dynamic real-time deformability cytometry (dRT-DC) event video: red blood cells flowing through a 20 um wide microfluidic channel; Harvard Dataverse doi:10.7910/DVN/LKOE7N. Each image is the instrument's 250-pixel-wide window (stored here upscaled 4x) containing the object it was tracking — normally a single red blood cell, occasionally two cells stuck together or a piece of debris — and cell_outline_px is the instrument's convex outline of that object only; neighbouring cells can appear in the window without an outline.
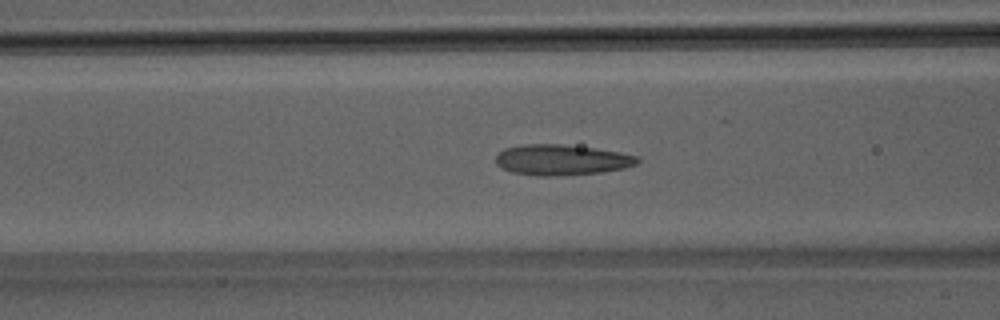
{"species": "Egyptian fruit bat (a non-hibernating species)", "species_latin": "Rousettus aegyptiacus", "temperature_condition": "room temperature", "stored_images_in_passage": 50, "camera_frame_rate_fps": 3000, "um_per_image_px": 0.085, "animal": {"sex": "male"}, "frame": {"image": 1, "passage_image": 20, "time_ms": 6.333, "image_size_px": [1000, 320], "cell_outline_px": [[640, 160], [636, 164], [624, 168], [604, 172], [560, 176], [540, 176], [512, 172], [500, 168], [496, 164], [496, 156], [504, 148], [524, 144], [560, 144], [596, 148], [620, 152], [640, 156]], "centroid_in_image_um": [47.75, 13.59], "position_along_channel_um": 118.8, "area_um2": 25.55}}
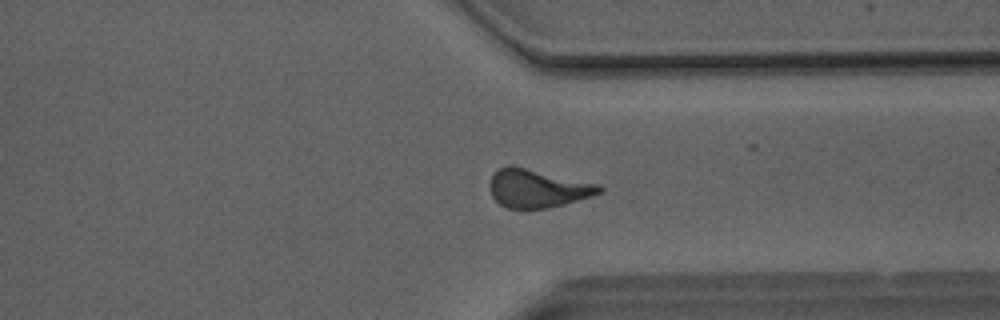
{"frame": {"image": 2, "passage_image": 38, "time_ms": 12.333, "image_size_px": [1000, 320], "cell_outline_px": [[604, 188], [600, 192], [592, 196], [548, 208], [508, 208], [500, 204], [492, 196], [488, 184], [492, 176], [500, 168], [508, 164], [512, 164], [600, 184]], "centroid_in_image_um": [45.68, 15.99], "position_along_channel_um": 365.7, "area_um2": 24.51}}
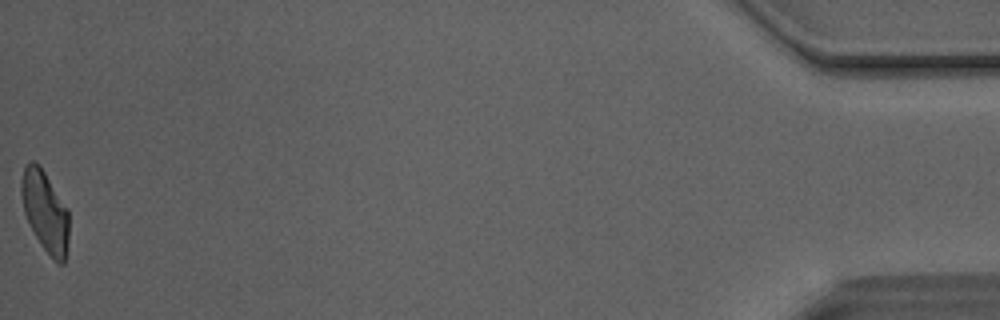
{"frame": {"image": 3, "passage_image": 50, "time_ms": 16.333, "image_size_px": [1000, 320], "cell_outline_px": [[68, 240], [64, 264], [60, 264], [52, 260], [40, 244], [24, 212], [20, 192], [20, 180], [24, 168], [32, 160], [40, 164], [68, 208]], "centroid_in_image_um": [3.83, 17.95], "position_along_channel_um": 431.4, "area_um2": 22.6}, "authors_computed_cell_mechanics": {"area_um2": 24.2182, "velocity_mm_per_s": 4.1233, "shape_relaxation_time_tau1_ms": 5.6302, "shape_relaxation_time_tau2_ms": 2.3189, "deformation_change_tau1": 0.1731, "deformation_change_tau2": 0.0927}}